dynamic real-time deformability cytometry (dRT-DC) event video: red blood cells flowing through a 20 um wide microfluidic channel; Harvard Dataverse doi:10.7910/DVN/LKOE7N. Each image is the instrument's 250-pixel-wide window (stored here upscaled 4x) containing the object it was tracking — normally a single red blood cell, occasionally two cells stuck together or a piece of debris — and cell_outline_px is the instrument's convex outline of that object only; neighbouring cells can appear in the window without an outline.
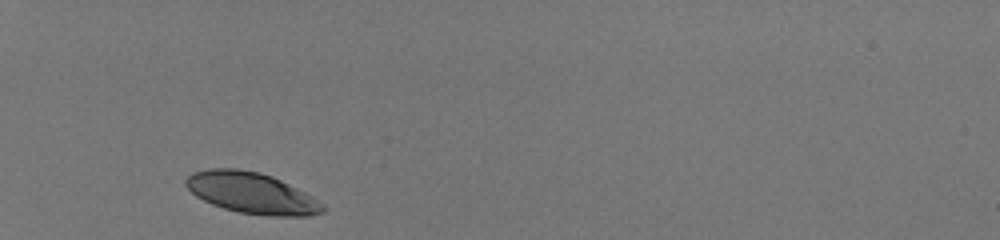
{"species": "human", "species_latin": "Homo sapiens", "temperature_condition": "room temperature", "stored_images_in_passage": 29, "camera_frame_rate_fps": 3000, "um_per_image_px": 0.085, "donor": {"sex": "male"}, "frame": {"image": 1, "passage_image": 1, "time_ms": 0.0, "image_size_px": [1000, 240], "cell_outline_px": [[324, 212], [308, 216], [268, 216], [240, 212], [224, 208], [212, 204], [196, 196], [184, 184], [184, 180], [192, 172], [208, 168], [236, 168], [260, 172], [272, 176], [312, 196], [324, 204]], "centroid_in_image_um": [21.37, 16.4], "position_along_channel_um": 63.6, "area_um2": 32.71}}
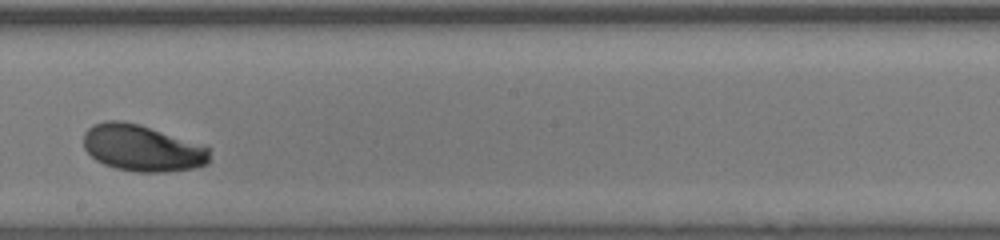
{"frame": {"image": 2, "passage_image": 16, "time_ms": 5.0, "image_size_px": [1000, 240], "cell_outline_px": [[208, 164], [192, 168], [164, 172], [136, 172], [116, 168], [104, 164], [96, 160], [84, 148], [84, 132], [92, 124], [108, 120], [120, 120], [140, 124], [208, 148]], "centroid_in_image_um": [12.01, 12.59], "position_along_channel_um": 236.2, "area_um2": 33.7}}
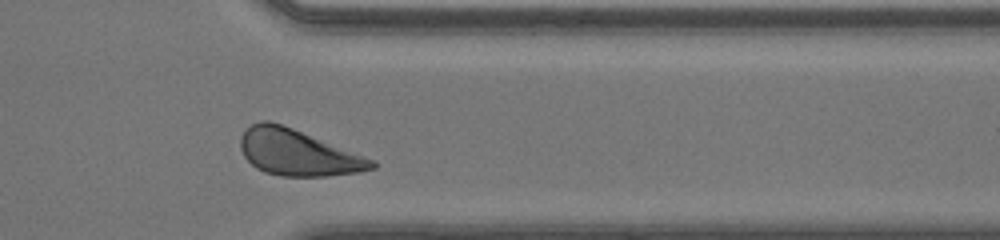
{"frame": {"image": 3, "passage_image": 27, "time_ms": 8.667, "image_size_px": [1000, 240], "cell_outline_px": [[376, 168], [356, 172], [328, 176], [280, 176], [264, 172], [256, 168], [244, 156], [240, 148], [240, 136], [252, 124], [260, 120], [268, 120], [292, 128], [376, 160]], "centroid_in_image_um": [25.3, 12.98], "position_along_channel_um": 386.1, "area_um2": 35.03}, "authors_computed_cell_mechanics": {"area_um2": 33.7552, "velocity_mm_per_s": 4.0557, "shape_relaxation_time_tau1_ms": 2.2267, "shape_relaxation_time_tau2_ms": null, "deformation_change_tau1": 0.1086, "deformation_change_tau2": null}}